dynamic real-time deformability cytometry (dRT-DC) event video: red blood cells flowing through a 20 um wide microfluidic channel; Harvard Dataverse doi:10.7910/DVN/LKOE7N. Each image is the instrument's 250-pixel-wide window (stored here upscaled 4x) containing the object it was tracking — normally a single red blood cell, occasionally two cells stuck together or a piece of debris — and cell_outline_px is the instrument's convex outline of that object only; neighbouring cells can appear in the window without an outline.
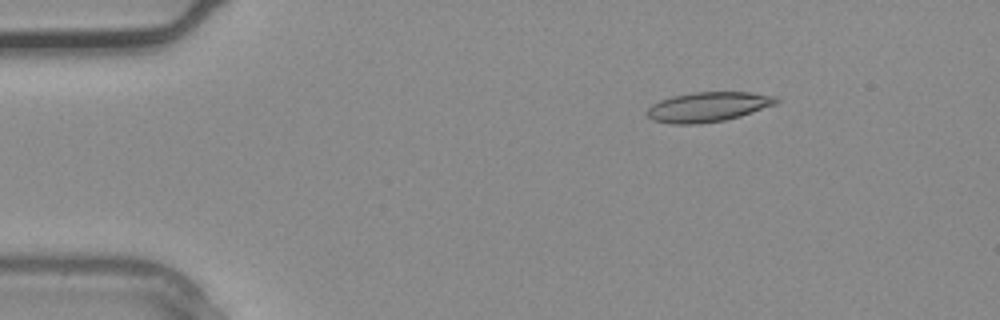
{"species": "common noctule bat (a hibernating species)", "species_latin": "Nyctalus noctula", "temperature_condition": "warm", "stored_images_in_passage": 2, "camera_frame_rate_fps": 3000, "um_per_image_px": 0.085, "animal": {"sex": "male", "body_mass_g": 20.4}, "frame": {"image": 1, "passage_image": 1, "time_ms": 0.0, "image_size_px": [1000, 320], "cell_outline_px": [[780, 100], [776, 104], [740, 116], [724, 120], [696, 124], [672, 124], [652, 120], [648, 116], [648, 108], [652, 104], [660, 100], [672, 96], [692, 92], [752, 92], [776, 96]], "centroid_in_image_um": [60.19, 9.08], "position_along_channel_um": 24.8, "area_um2": 22.37}}